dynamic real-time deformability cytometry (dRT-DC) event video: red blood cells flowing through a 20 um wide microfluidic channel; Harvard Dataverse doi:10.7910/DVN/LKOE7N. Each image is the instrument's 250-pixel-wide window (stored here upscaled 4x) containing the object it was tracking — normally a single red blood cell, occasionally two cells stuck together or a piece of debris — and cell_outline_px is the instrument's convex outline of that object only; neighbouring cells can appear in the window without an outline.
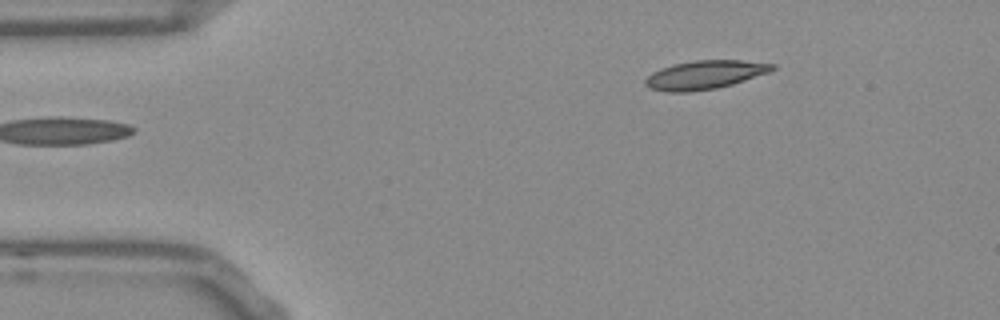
{"species": "Egyptian fruit bat (a non-hibernating species)", "species_latin": "Rousettus aegyptiacus", "temperature_condition": "room temperature", "stored_images_in_passage": 46, "camera_frame_rate_fps": 3000, "um_per_image_px": 0.085, "frame": {"image": 1, "passage_image": 1, "time_ms": 0.0, "image_size_px": [1000, 320], "cell_outline_px": [[776, 68], [768, 72], [732, 84], [716, 88], [688, 92], [668, 92], [648, 88], [644, 84], [644, 80], [652, 72], [660, 68], [672, 64], [696, 60], [740, 60], [776, 64]], "centroid_in_image_um": [59.86, 6.36], "position_along_channel_um": 25.1, "area_um2": 21.15}}
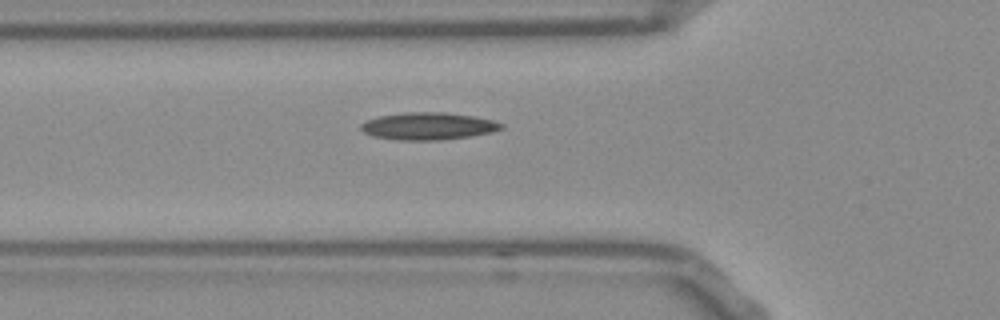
{"frame": {"image": 2, "passage_image": 11, "time_ms": 3.333, "image_size_px": [1000, 320], "cell_outline_px": [[504, 128], [492, 132], [472, 136], [440, 140], [396, 140], [372, 136], [364, 132], [360, 128], [360, 124], [364, 120], [376, 116], [404, 112], [448, 112], [472, 116], [492, 120], [504, 124]], "centroid_in_image_um": [36.36, 10.71], "position_along_channel_um": 89.4, "area_um2": 22.66}}
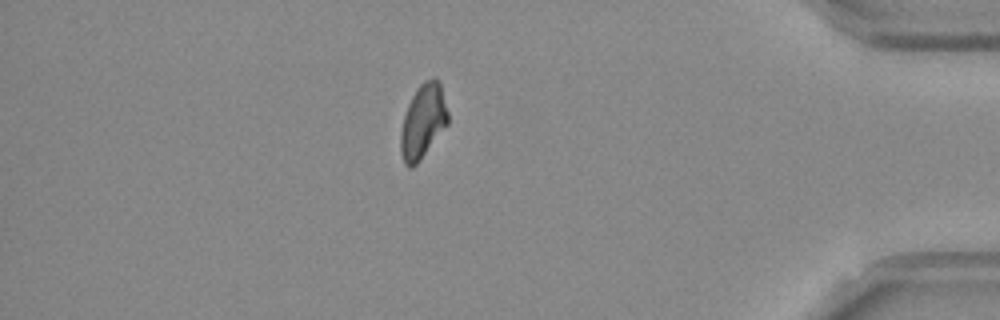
{"frame": {"image": 3, "passage_image": 39, "time_ms": 12.667, "image_size_px": [1000, 320], "cell_outline_px": [[448, 124], [416, 164], [412, 168], [408, 168], [404, 164], [400, 152], [400, 132], [404, 116], [408, 104], [416, 88], [424, 80], [432, 76], [436, 76], [440, 84], [448, 112]], "centroid_in_image_um": [35.94, 10.29], "position_along_channel_um": 399.3, "area_um2": 20.46}}